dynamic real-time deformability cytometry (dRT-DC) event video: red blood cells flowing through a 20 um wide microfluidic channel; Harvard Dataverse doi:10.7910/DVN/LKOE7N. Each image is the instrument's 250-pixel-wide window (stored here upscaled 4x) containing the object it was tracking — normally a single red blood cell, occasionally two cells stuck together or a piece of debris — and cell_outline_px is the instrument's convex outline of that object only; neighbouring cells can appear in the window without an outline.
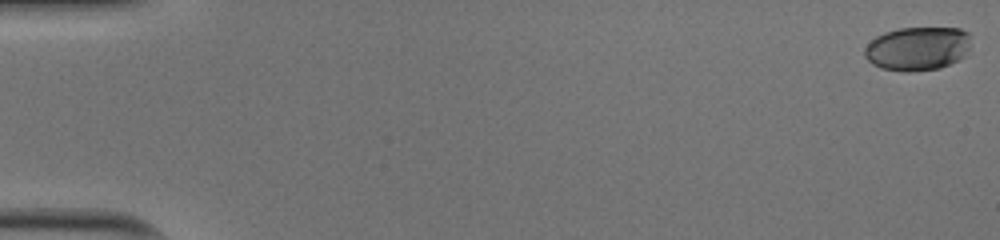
{"species": "human", "species_latin": "Homo sapiens", "temperature_condition": "cold", "stored_images_in_passage": 52, "camera_frame_rate_fps": 3000, "um_per_image_px": 0.085, "donor": {"sex": "male"}, "frame": {"image": 1, "passage_image": 1, "time_ms": 0.0, "image_size_px": [1000, 240], "cell_outline_px": [[968, 48], [964, 56], [960, 60], [940, 68], [912, 72], [904, 72], [880, 68], [872, 64], [864, 56], [864, 48], [876, 36], [884, 32], [900, 28], [960, 28], [968, 32]], "centroid_in_image_um": [77.96, 4.14], "position_along_channel_um": 7.0, "area_um2": 27.22}}
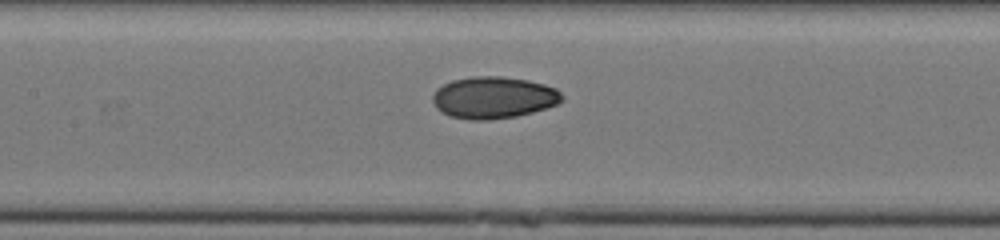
{"frame": {"image": 2, "passage_image": 26, "time_ms": 8.333, "image_size_px": [1000, 240], "cell_outline_px": [[564, 100], [556, 104], [532, 112], [516, 116], [488, 120], [468, 120], [452, 116], [440, 112], [436, 108], [432, 100], [432, 96], [436, 88], [452, 80], [472, 76], [500, 76], [528, 80], [544, 84], [556, 88], [564, 96]], "centroid_in_image_um": [41.93, 8.29], "position_along_channel_um": 165.5, "area_um2": 31.67}}
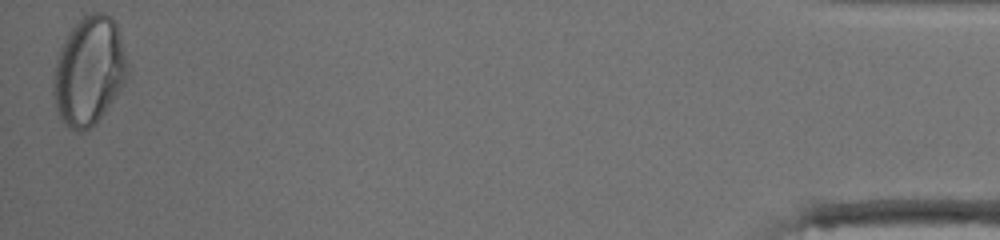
{"frame": {"image": 3, "passage_image": 52, "time_ms": 17.0, "image_size_px": [1000, 240], "cell_outline_px": [[128, 76], [124, 84], [116, 96], [96, 124], [84, 132], [80, 132], [68, 128], [60, 120], [56, 112], [52, 92], [52, 80], [56, 60], [60, 48], [68, 32], [84, 16], [92, 12], [104, 12], [116, 24], [128, 60]], "centroid_in_image_um": [7.55, 6.08], "position_along_channel_um": 427.7, "area_um2": 47.34}, "authors_computed_cell_mechanics": {"area_um2": 30.345, "velocity_mm_per_s": 4.0167, "shape_relaxation_time_tau1_ms": 6.7494, "shape_relaxation_time_tau2_ms": 2.2987, "deformation_change_tau1": 0.1956, "deformation_change_tau2": 0.0365}}